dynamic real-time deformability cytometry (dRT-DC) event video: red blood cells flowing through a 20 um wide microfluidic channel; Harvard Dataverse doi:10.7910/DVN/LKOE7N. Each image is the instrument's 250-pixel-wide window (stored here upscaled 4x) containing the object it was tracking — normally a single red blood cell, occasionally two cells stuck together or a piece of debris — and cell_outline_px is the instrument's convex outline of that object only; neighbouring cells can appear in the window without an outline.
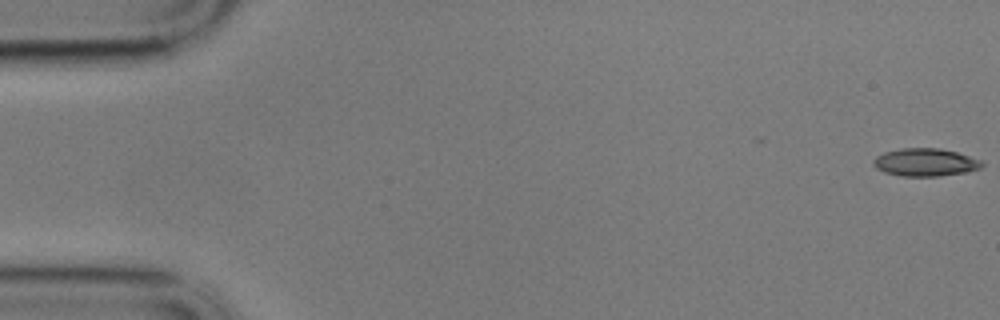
{"species": "common noctule bat (a hibernating species)", "species_latin": "Nyctalus noctula", "temperature_condition": "cold", "stored_images_in_passage": 12, "camera_frame_rate_fps": 3000, "um_per_image_px": 0.085, "animal": {"sex": "male", "body_mass_g": 17.9}, "frame": {"image": 1, "passage_image": 1, "time_ms": 0.0, "image_size_px": [1000, 320], "cell_outline_px": [[984, 164], [980, 168], [964, 172], [936, 176], [904, 176], [884, 172], [876, 168], [872, 164], [872, 160], [876, 156], [884, 152], [904, 148], [940, 148], [956, 152], [980, 160]], "centroid_in_image_um": [78.6, 13.79], "position_along_channel_um": 6.4, "area_um2": 17.4}}